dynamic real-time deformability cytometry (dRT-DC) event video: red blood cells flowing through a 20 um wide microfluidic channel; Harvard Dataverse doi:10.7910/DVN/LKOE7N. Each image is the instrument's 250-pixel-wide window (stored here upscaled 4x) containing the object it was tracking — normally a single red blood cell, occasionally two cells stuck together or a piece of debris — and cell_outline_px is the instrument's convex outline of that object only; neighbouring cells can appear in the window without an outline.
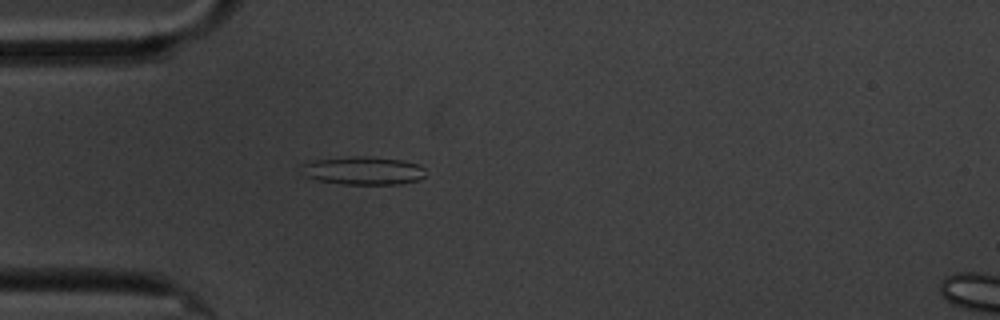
{"species": "common noctule bat (a hibernating species)", "species_latin": "Nyctalus noctula", "temperature_condition": "cold", "stored_images_in_passage": 6, "camera_frame_rate_fps": 3000, "um_per_image_px": 0.085, "animal": {"sex": "male", "body_mass_g": 20.1, "forearm_length_mm": 53.5}, "frame": {"image": 1, "passage_image": 5, "time_ms": 4.667, "image_size_px": [1000, 320], "cell_outline_px": [[424, 176], [420, 180], [400, 184], [340, 184], [320, 180], [308, 176], [300, 164], [312, 160], [356, 156], [368, 156], [400, 160], [420, 164], [424, 168]], "centroid_in_image_um": [30.93, 14.5], "position_along_channel_um": 54.1, "area_um2": 20.23}}